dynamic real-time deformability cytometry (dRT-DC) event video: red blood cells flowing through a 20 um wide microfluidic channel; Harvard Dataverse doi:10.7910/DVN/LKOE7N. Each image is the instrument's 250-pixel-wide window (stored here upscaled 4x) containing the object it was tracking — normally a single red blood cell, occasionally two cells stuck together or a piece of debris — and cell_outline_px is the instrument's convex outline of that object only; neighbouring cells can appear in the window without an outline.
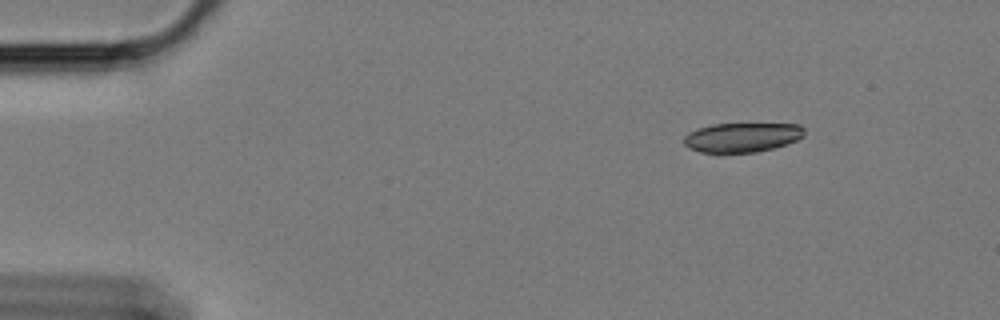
{"species": "Egyptian fruit bat (a non-hibernating species)", "species_latin": "Rousettus aegyptiacus", "temperature_condition": "cold", "stored_images_in_passage": 12, "camera_frame_rate_fps": 3000, "um_per_image_px": 0.085, "animal": {"sex": "female"}, "frame": {"image": 1, "passage_image": 1, "time_ms": 0.0, "image_size_px": [1000, 320], "cell_outline_px": [[804, 136], [788, 144], [756, 152], [720, 156], [716, 156], [700, 152], [688, 148], [684, 144], [684, 136], [688, 132], [712, 124], [800, 124], [804, 128]], "centroid_in_image_um": [63.02, 11.73], "position_along_channel_um": 22.0, "area_um2": 21.44}}